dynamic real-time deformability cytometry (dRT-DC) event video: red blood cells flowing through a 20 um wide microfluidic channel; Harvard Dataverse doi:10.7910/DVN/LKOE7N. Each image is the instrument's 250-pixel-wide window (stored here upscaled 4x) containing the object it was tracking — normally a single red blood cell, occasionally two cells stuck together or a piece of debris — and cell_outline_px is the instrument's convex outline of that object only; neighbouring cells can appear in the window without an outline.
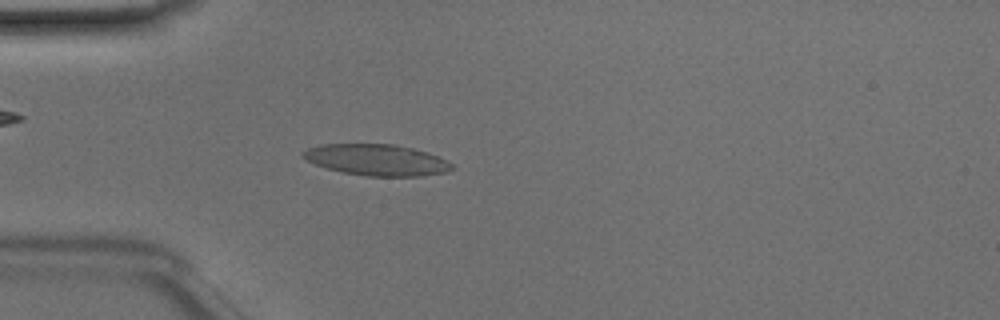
{"species": "Egyptian fruit bat (a non-hibernating species)", "species_latin": "Rousettus aegyptiacus", "temperature_condition": "room temperature", "stored_images_in_passage": 48, "camera_frame_rate_fps": 3000, "um_per_image_px": 0.085, "animal": {"sex": "male"}, "frame": {"image": 1, "passage_image": 13, "time_ms": 4.0, "image_size_px": [1000, 320], "cell_outline_px": [[456, 168], [448, 172], [424, 176], [364, 176], [344, 172], [328, 168], [304, 160], [300, 156], [300, 152], [308, 148], [320, 144], [392, 144], [412, 148], [428, 152], [448, 160]], "centroid_in_image_um": [32.04, 13.59], "position_along_channel_um": 53.0, "area_um2": 27.4}}
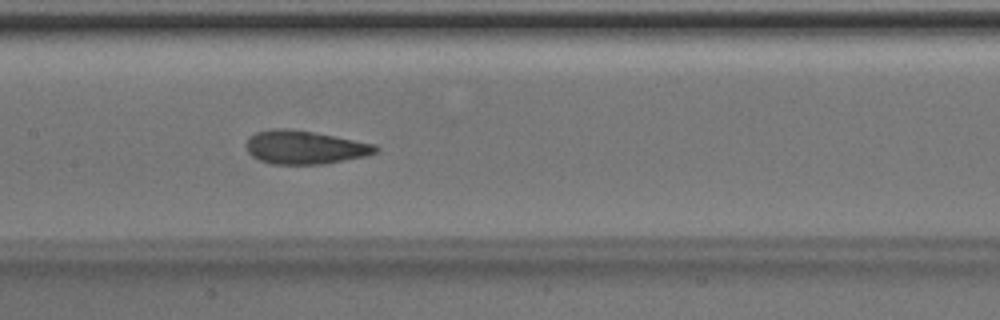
{"frame": {"image": 2, "passage_image": 23, "time_ms": 7.333, "image_size_px": [1000, 320], "cell_outline_px": [[380, 148], [376, 152], [364, 156], [324, 164], [272, 164], [260, 160], [252, 156], [248, 152], [244, 144], [256, 132], [272, 128], [288, 128], [312, 132], [376, 144]], "centroid_in_image_um": [25.88, 12.52], "position_along_channel_um": 181.5, "area_um2": 25.09}}
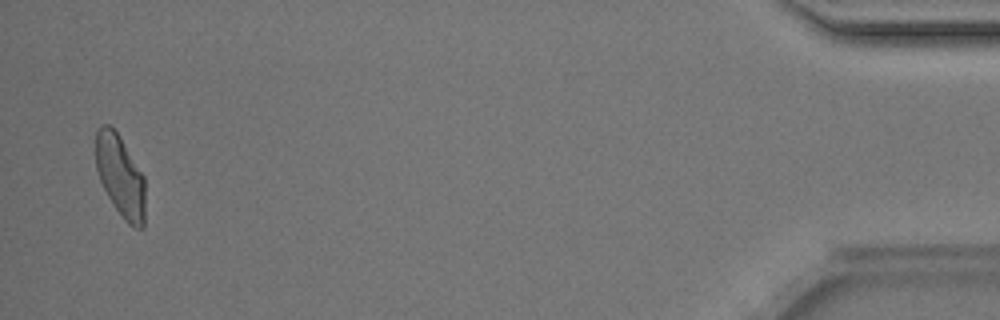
{"frame": {"image": 3, "passage_image": 47, "time_ms": 15.333, "image_size_px": [1000, 320], "cell_outline_px": [[144, 228], [136, 228], [128, 224], [124, 220], [108, 196], [100, 180], [96, 168], [96, 128], [100, 124], [108, 124], [116, 132], [144, 176]], "centroid_in_image_um": [10.22, 14.97], "position_along_channel_um": 425.0, "area_um2": 23.24}, "authors_computed_cell_mechanics": {"area_um2": 25.143, "velocity_mm_per_s": 4.1159, "shape_relaxation_time_tau1_ms": 4.4075, "shape_relaxation_time_tau2_ms": 1.5639, "deformation_change_tau1": 0.1606, "deformation_change_tau2": 0.0747}}